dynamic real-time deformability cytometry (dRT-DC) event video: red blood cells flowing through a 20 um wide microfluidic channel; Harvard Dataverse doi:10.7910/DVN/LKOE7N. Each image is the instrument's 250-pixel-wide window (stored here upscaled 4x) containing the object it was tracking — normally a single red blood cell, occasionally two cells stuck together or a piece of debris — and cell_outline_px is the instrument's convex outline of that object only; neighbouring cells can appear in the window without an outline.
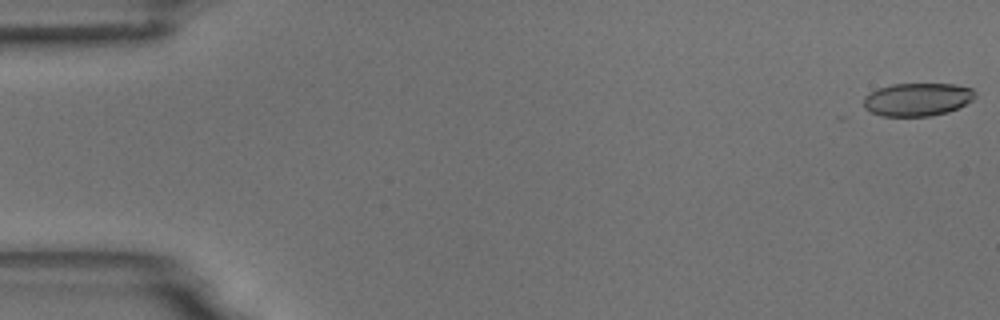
{"species": "common noctule bat (a hibernating species)", "species_latin": "Nyctalus noctula", "temperature_condition": "room temperature", "stored_images_in_passage": 54, "camera_frame_rate_fps": 3000, "um_per_image_px": 0.085, "animal": {"sex": "male", "body_mass_g": 18.8}, "frame": {"image": 1, "passage_image": 1, "time_ms": 0.0, "image_size_px": [1000, 320], "cell_outline_px": [[976, 96], [972, 100], [948, 112], [928, 116], [884, 116], [872, 112], [864, 108], [864, 96], [880, 88], [892, 84], [952, 84], [972, 88], [976, 92]], "centroid_in_image_um": [77.99, 8.45], "position_along_channel_um": 7.0, "area_um2": 21.27}}
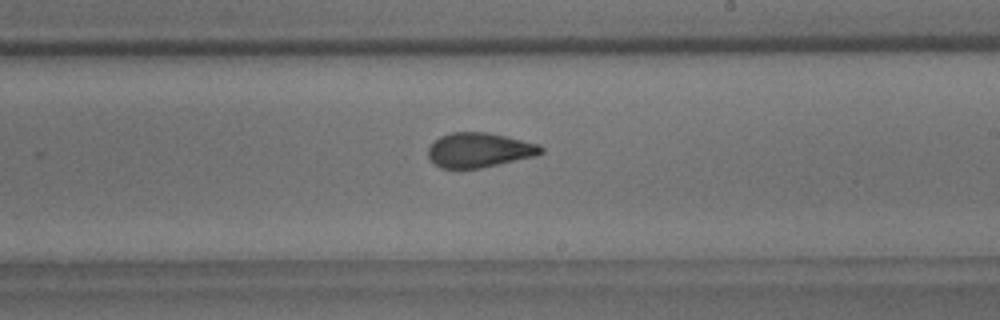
{"frame": {"image": 2, "passage_image": 32, "time_ms": 10.333, "image_size_px": [1000, 320], "cell_outline_px": [[544, 152], [536, 156], [480, 168], [440, 168], [428, 156], [428, 148], [440, 136], [452, 132], [488, 132], [540, 144], [544, 148]], "centroid_in_image_um": [40.77, 12.75], "position_along_channel_um": 248.2, "area_um2": 22.72}}
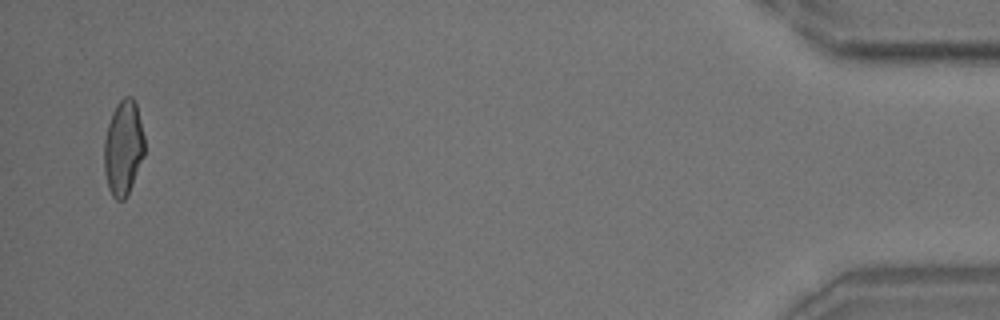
{"frame": {"image": 3, "passage_image": 53, "time_ms": 17.333, "image_size_px": [1000, 320], "cell_outline_px": [[144, 156], [132, 184], [124, 200], [116, 200], [112, 196], [108, 188], [104, 172], [104, 140], [108, 124], [112, 112], [116, 104], [124, 96], [132, 96], [136, 104], [144, 136]], "centroid_in_image_um": [10.47, 12.56], "position_along_channel_um": 424.7, "area_um2": 22.37}, "authors_computed_cell_mechanics": {"area_um2": 22.9755, "velocity_mm_per_s": 3.7347, "shape_relaxation_time_tau1_ms": 9.9825, "shape_relaxation_time_tau2_ms": 1.372, "deformation_change_tau1": 0.2063, "deformation_change_tau2": 0.0884}}